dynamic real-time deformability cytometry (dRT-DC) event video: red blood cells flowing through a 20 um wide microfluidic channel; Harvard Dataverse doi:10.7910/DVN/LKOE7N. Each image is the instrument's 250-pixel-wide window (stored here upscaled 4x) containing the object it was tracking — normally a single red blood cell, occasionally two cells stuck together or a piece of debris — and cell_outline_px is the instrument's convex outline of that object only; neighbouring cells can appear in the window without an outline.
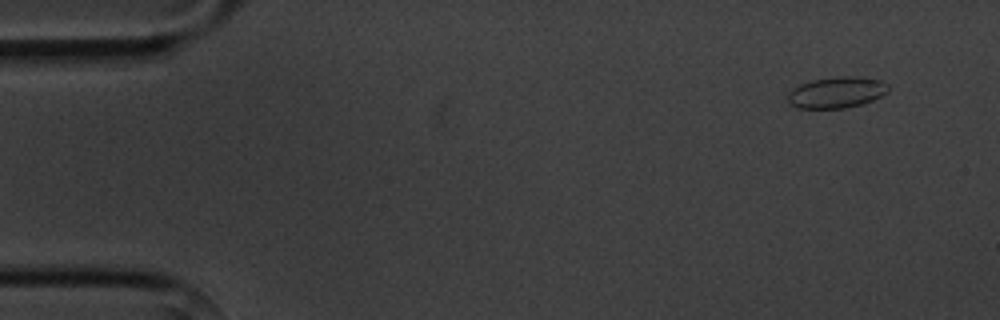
{"species": "common noctule bat (a hibernating species)", "species_latin": "Nyctalus noctula", "temperature_condition": "cold", "stored_images_in_passage": 4, "camera_frame_rate_fps": 3000, "um_per_image_px": 0.085, "animal": {"sex": "male", "body_mass_g": 20.1, "forearm_length_mm": 53.5}, "frame": {"image": 1, "passage_image": 1, "time_ms": 0.0, "image_size_px": [1000, 320], "cell_outline_px": [[888, 92], [872, 100], [860, 104], [844, 108], [796, 108], [788, 104], [788, 96], [792, 88], [800, 84], [812, 80], [840, 76], [852, 76], [880, 80], [888, 84]], "centroid_in_image_um": [71.08, 7.86], "position_along_channel_um": 13.9, "area_um2": 18.15}}